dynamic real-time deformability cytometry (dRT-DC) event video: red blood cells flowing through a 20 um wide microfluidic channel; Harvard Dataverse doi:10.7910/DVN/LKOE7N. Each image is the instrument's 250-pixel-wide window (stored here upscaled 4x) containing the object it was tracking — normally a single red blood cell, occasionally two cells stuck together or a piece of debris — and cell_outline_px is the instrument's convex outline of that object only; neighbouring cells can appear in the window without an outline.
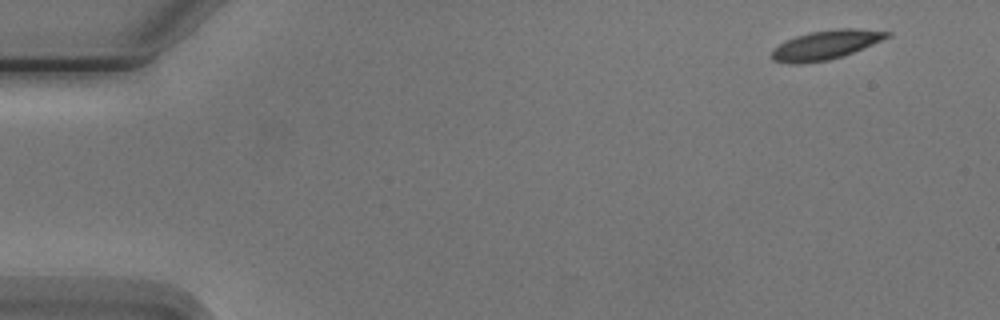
{"species": "Egyptian fruit bat (a non-hibernating species)", "species_latin": "Rousettus aegyptiacus", "temperature_condition": "cold", "stored_images_in_passage": 5, "segment_of_instrument_passage": [1, 2], "camera_frame_rate_fps": 3000, "um_per_image_px": 0.085, "animal": {"sex": "male"}, "frame": {"image": 1, "passage_image": 1, "time_ms": 0.0, "image_size_px": [1000, 320], "cell_outline_px": [[892, 36], [844, 56], [828, 60], [804, 64], [788, 64], [772, 60], [772, 48], [796, 36], [808, 32], [836, 28], [856, 28], [892, 32]], "centroid_in_image_um": [70.2, 3.82], "position_along_channel_um": 14.8, "area_um2": 19.83}}
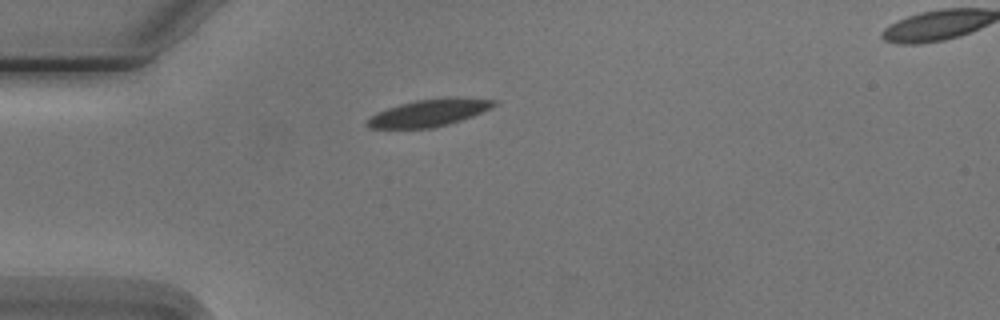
{"frame": {"image": 2, "passage_image": 4, "time_ms": 3.667, "image_size_px": [1000, 320], "cell_outline_px": [[500, 104], [492, 108], [472, 116], [448, 124], [432, 128], [368, 128], [364, 124], [376, 112], [400, 104], [416, 100], [456, 96], [496, 100]], "centroid_in_image_um": [36.52, 9.57], "position_along_channel_um": 48.5, "area_um2": 20.17}}